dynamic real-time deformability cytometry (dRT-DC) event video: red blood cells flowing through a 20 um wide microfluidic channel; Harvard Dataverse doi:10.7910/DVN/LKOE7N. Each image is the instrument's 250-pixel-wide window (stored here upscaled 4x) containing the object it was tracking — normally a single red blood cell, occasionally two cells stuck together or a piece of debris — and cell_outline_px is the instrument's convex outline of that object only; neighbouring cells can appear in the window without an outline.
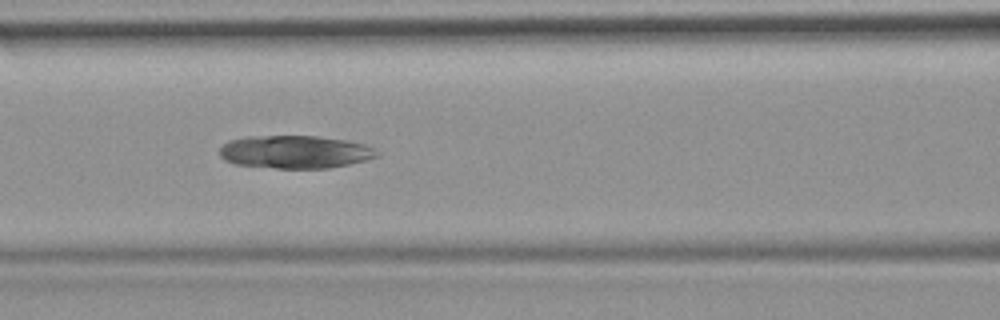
{"species": "common noctule bat (a hibernating species)", "species_latin": "Nyctalus noctula", "temperature_condition": "room temperature", "stored_images_in_passage": 35, "camera_frame_rate_fps": 3000, "um_per_image_px": 0.085, "animal": {"sex": "female", "body_mass_g": 19.9}, "frame": {"image": 1, "passage_image": 11, "time_ms": 3.333, "image_size_px": [1000, 320], "cell_outline_px": [[380, 152], [376, 156], [364, 160], [348, 164], [328, 168], [276, 168], [236, 164], [224, 160], [220, 156], [220, 148], [228, 140], [244, 136], [316, 136], [348, 140], [364, 144]], "centroid_in_image_um": [25.04, 12.9], "position_along_channel_um": 141.6, "area_um2": 30.11}}